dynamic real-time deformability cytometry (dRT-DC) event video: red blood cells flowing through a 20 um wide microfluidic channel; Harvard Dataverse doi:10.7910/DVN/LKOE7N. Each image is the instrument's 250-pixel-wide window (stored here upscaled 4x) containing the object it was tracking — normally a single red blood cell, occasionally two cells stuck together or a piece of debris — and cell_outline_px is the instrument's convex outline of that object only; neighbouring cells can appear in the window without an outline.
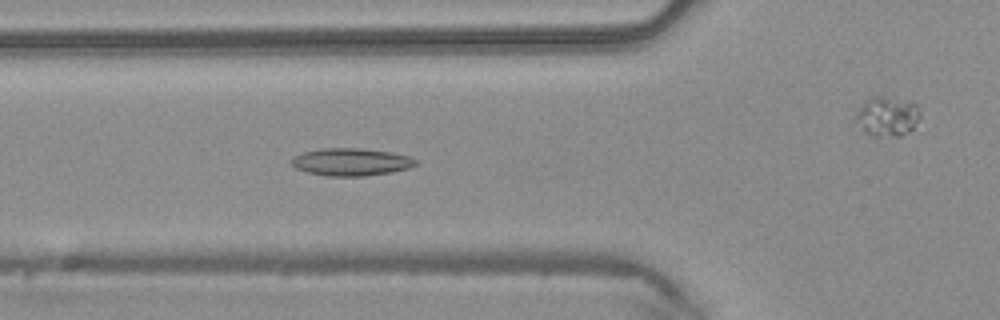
{"species": "common noctule bat (a hibernating species)", "species_latin": "Nyctalus noctula", "temperature_condition": "warm", "stored_images_in_passage": 41, "segment_of_instrument_passage": [1, 2], "camera_frame_rate_fps": 3000, "um_per_image_px": 0.085, "animal": {"sex": "male", "body_mass_g": 20.4}, "frame": {"image": 1, "passage_image": 10, "time_ms": 3.0, "image_size_px": [1000, 320], "cell_outline_px": [[420, 164], [408, 168], [392, 172], [364, 176], [328, 176], [308, 172], [296, 168], [292, 164], [292, 156], [304, 152], [320, 148], [360, 148], [392, 152], [408, 156], [416, 160]], "centroid_in_image_um": [29.86, 13.76], "position_along_channel_um": 95.9, "area_um2": 19.94}}
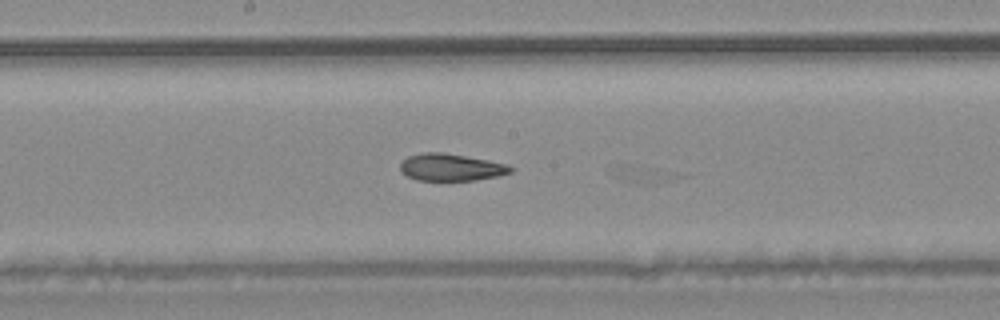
{"frame": {"image": 2, "passage_image": 18, "time_ms": 5.667, "image_size_px": [1000, 320], "cell_outline_px": [[516, 168], [512, 172], [496, 176], [476, 180], [416, 180], [400, 172], [400, 164], [408, 156], [424, 152], [440, 152], [488, 160], [508, 164]], "centroid_in_image_um": [38.34, 14.22], "position_along_channel_um": 209.9, "area_um2": 17.4}}
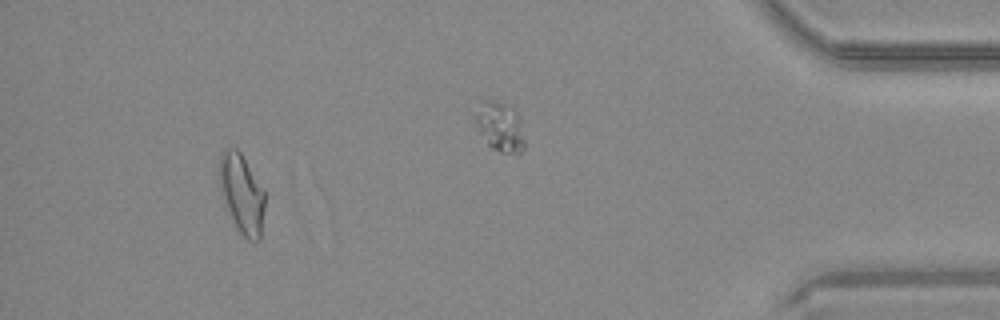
{"frame": {"image": 3, "passage_image": 37, "time_ms": 12.0, "image_size_px": [1000, 320], "cell_outline_px": [[264, 208], [260, 240], [248, 240], [236, 228], [220, 192], [216, 168], [220, 152], [224, 148], [236, 148], [240, 152], [264, 188]], "centroid_in_image_um": [20.5, 16.4], "position_along_channel_um": 414.7, "area_um2": 21.44}}